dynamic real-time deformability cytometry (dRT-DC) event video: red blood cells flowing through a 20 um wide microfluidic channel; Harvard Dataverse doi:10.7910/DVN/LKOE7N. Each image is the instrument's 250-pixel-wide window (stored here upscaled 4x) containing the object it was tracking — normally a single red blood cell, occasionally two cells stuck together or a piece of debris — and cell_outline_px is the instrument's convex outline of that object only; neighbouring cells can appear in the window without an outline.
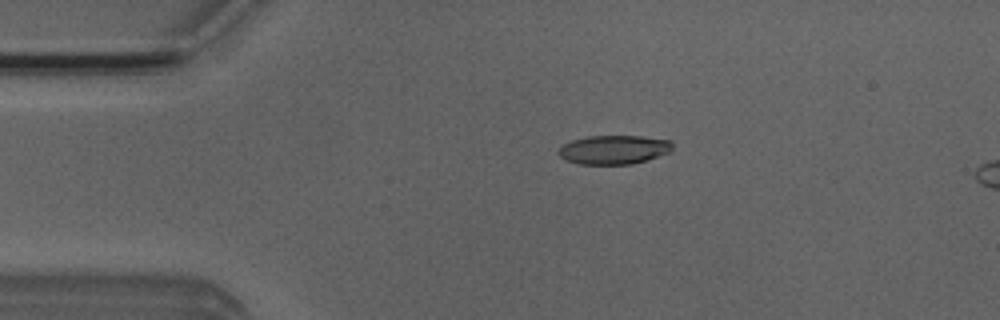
{"species": "Egyptian fruit bat (a non-hibernating species)", "species_latin": "Rousettus aegyptiacus", "temperature_condition": "room temperature", "stored_images_in_passage": 14, "camera_frame_rate_fps": 3000, "um_per_image_px": 0.085, "animal": {"sex": "male"}, "frame": {"image": 1, "passage_image": 10, "time_ms": 3.0, "image_size_px": [1000, 320], "cell_outline_px": [[672, 152], [632, 164], [580, 164], [568, 160], [560, 156], [560, 148], [564, 144], [572, 140], [588, 136], [640, 136], [672, 140]], "centroid_in_image_um": [52.24, 12.71], "position_along_channel_um": 32.8, "area_um2": 19.07}}